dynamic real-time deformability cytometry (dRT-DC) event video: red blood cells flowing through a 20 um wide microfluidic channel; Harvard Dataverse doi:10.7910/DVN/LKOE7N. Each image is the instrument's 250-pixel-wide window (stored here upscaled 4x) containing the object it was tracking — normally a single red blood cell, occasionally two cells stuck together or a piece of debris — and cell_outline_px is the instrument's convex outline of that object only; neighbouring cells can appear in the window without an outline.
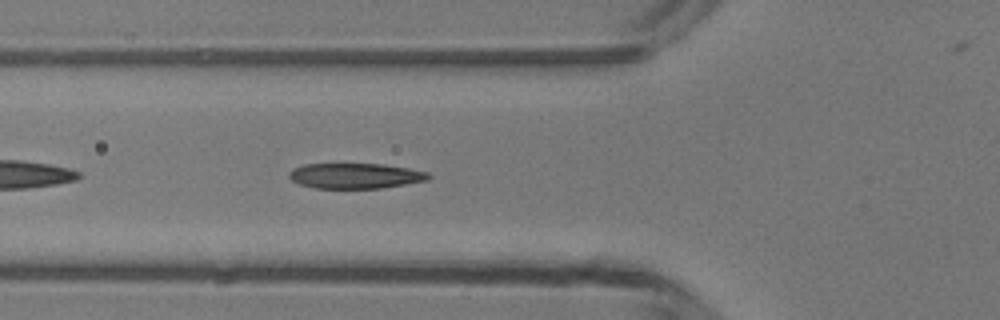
{"species": "common noctule bat (a hibernating species)", "species_latin": "Nyctalus noctula", "temperature_condition": "room temperature", "stored_images_in_passage": 33, "camera_frame_rate_fps": 3000, "um_per_image_px": 0.085, "animal": {"sex": "male", "body_mass_g": 13.3}, "frame": {"image": 1, "passage_image": 5, "time_ms": 1.333, "image_size_px": [1000, 320], "cell_outline_px": [[432, 176], [428, 180], [380, 188], [316, 188], [300, 184], [292, 180], [288, 176], [288, 172], [292, 168], [304, 164], [384, 164], [408, 168], [428, 172]], "centroid_in_image_um": [30.19, 14.94], "position_along_channel_um": 95.6, "area_um2": 20.58}}
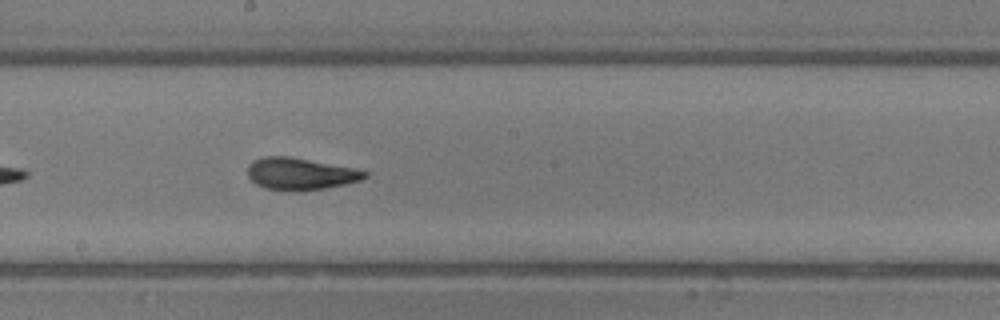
{"frame": {"image": 2, "passage_image": 14, "time_ms": 4.333, "image_size_px": [1000, 320], "cell_outline_px": [[368, 176], [360, 180], [344, 184], [324, 188], [296, 192], [264, 188], [256, 184], [248, 176], [248, 164], [252, 160], [264, 156], [288, 156], [356, 168], [368, 172]], "centroid_in_image_um": [25.51, 14.77], "position_along_channel_um": 222.7, "area_um2": 21.96}}
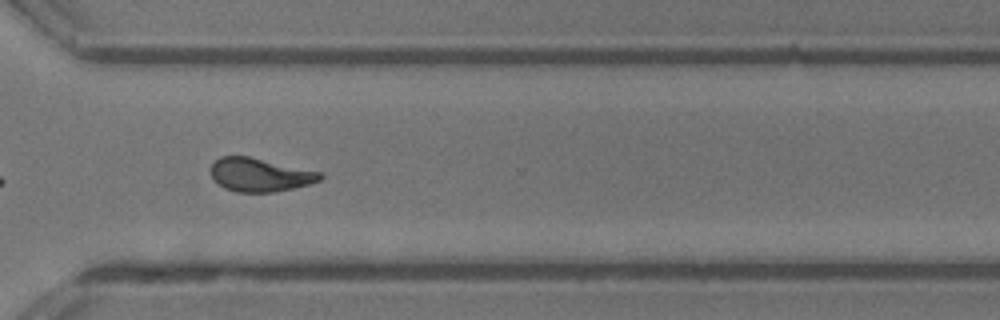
{"frame": {"image": 3, "passage_image": 23, "time_ms": 7.333, "image_size_px": [1000, 320], "cell_outline_px": [[324, 176], [320, 180], [308, 184], [292, 188], [272, 192], [236, 192], [224, 188], [212, 180], [208, 172], [208, 168], [220, 156], [248, 156], [320, 172]], "centroid_in_image_um": [22.0, 14.86], "position_along_channel_um": 348.6, "area_um2": 21.39}, "authors_computed_cell_mechanics": {"area_um2": 21.2704, "velocity_mm_per_s": 4.2017, "shape_relaxation_time_tau1_ms": 3.3038, "shape_relaxation_time_tau2_ms": 1.25, "deformation_change_tau1": 0.1729, "deformation_change_tau2": 0.0879}}